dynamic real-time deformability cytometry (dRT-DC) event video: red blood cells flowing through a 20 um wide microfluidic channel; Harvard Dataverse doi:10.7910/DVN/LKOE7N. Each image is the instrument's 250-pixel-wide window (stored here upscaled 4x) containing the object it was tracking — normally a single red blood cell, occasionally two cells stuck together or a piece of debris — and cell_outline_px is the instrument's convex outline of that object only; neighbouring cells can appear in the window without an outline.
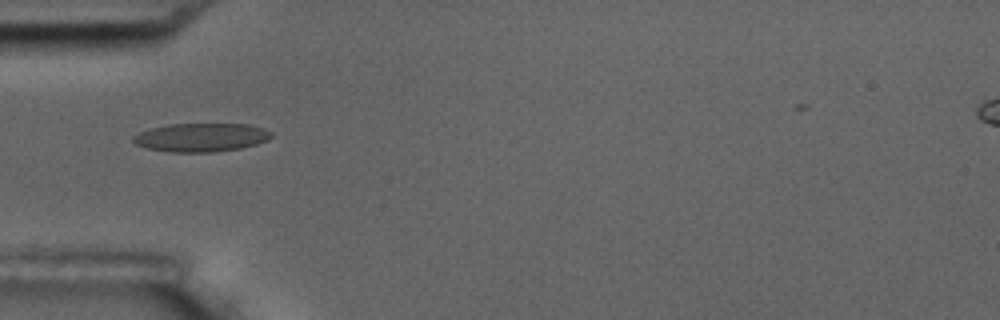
{"species": "common noctule bat (a hibernating species)", "species_latin": "Nyctalus noctula", "temperature_condition": "room temperature", "stored_images_in_passage": 12, "camera_frame_rate_fps": 3000, "um_per_image_px": 0.085, "animal": {"sex": "male", "body_mass_g": 17.5, "forearm_length_mm": 52.3}, "frame": {"image": 1, "passage_image": 1, "time_ms": 0.0, "image_size_px": [1000, 320], "cell_outline_px": [[272, 136], [268, 140], [256, 144], [240, 148], [212, 152], [172, 152], [148, 148], [136, 144], [132, 140], [132, 136], [148, 128], [168, 124], [248, 124], [264, 128], [272, 132]], "centroid_in_image_um": [17.09, 11.67], "position_along_channel_um": 67.9, "area_um2": 23.0}}
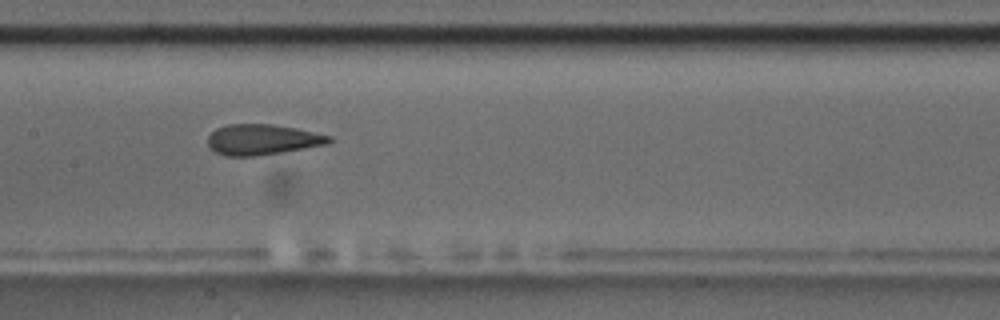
{"frame": {"image": 2, "passage_image": 4, "time_ms": 3.333, "image_size_px": [1000, 320], "cell_outline_px": [[332, 140], [328, 144], [256, 156], [228, 156], [216, 152], [208, 148], [208, 136], [216, 128], [228, 124], [272, 124], [296, 128], [332, 136]], "centroid_in_image_um": [22.28, 11.86], "position_along_channel_um": 185.1, "area_um2": 21.56}}
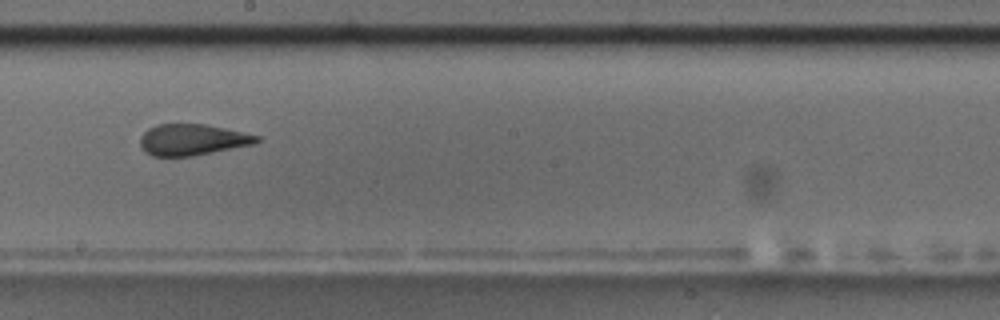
{"frame": {"image": 3, "passage_image": 5, "time_ms": 4.667, "image_size_px": [1000, 320], "cell_outline_px": [[260, 140], [256, 144], [192, 156], [152, 156], [144, 152], [140, 144], [140, 136], [148, 128], [156, 124], [204, 124], [224, 128], [260, 136]], "centroid_in_image_um": [16.33, 11.88], "position_along_channel_um": 231.9, "area_um2": 21.27}}